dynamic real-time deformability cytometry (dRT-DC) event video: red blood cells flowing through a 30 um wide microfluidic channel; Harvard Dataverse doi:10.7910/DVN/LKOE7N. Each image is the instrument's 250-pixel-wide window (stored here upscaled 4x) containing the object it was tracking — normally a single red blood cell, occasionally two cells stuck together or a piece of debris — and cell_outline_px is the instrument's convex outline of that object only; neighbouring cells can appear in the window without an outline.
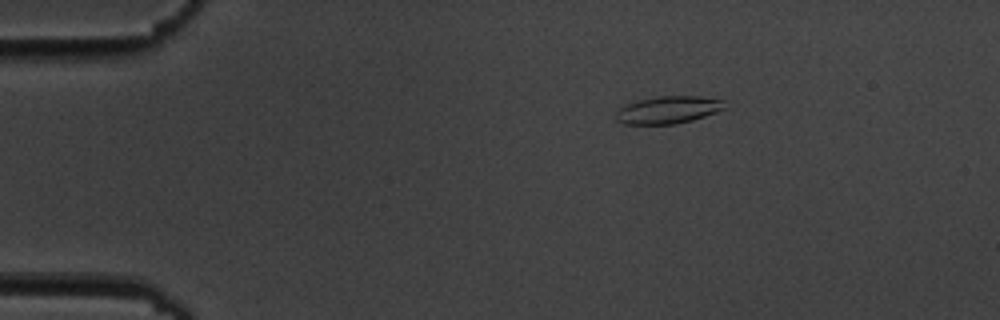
{"species": "common noctule bat (a hibernating species)", "species_latin": "Nyctalus noctula", "temperature_condition": "cold", "stored_images_in_passage": 5, "camera_frame_rate_fps": 3000, "um_per_image_px": 0.085, "animal": {"sex": "male", "body_mass_g": 19.5, "forearm_length_mm": 54.6}, "frame": {"image": 1, "passage_image": 4, "time_ms": 3.333, "image_size_px": [1000, 320], "cell_outline_px": [[728, 108], [692, 120], [676, 124], [624, 124], [616, 120], [616, 112], [620, 108], [628, 104], [640, 100], [660, 96], [700, 96], [724, 100]], "centroid_in_image_um": [56.85, 9.34], "position_along_channel_um": 28.2, "area_um2": 17.34}}